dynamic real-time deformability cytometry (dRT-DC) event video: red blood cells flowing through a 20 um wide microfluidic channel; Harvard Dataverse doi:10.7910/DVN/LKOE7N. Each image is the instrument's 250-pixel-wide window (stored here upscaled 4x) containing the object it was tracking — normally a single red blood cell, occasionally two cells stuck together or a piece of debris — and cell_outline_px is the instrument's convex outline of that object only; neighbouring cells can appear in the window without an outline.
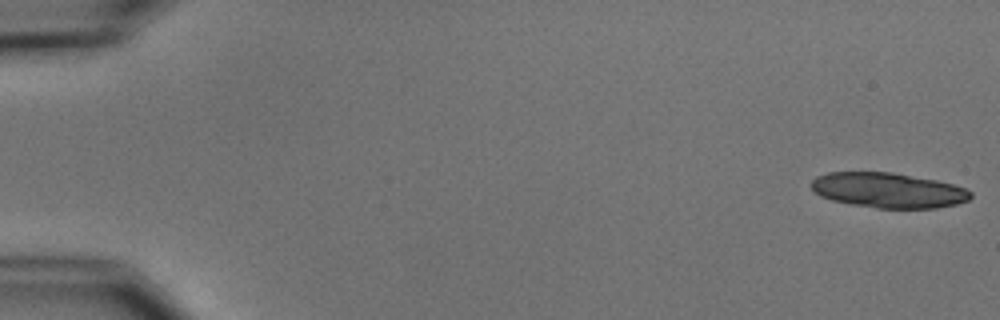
{"species": "common noctule bat (a hibernating species)", "species_latin": "Nyctalus noctula", "temperature_condition": "cold", "stored_images_in_passage": 7, "camera_frame_rate_fps": 3000, "um_per_image_px": 0.085, "animal": {"sex": "male", "body_mass_g": 15.6}, "frame": {"image": 1, "passage_image": 1, "time_ms": 0.0, "image_size_px": [1000, 320], "cell_outline_px": [[972, 196], [968, 200], [956, 204], [936, 208], [876, 208], [848, 204], [832, 200], [820, 196], [812, 192], [812, 180], [816, 176], [828, 172], [892, 172], [936, 180], [952, 184], [964, 188], [972, 192]], "centroid_in_image_um": [75.46, 16.17], "position_along_channel_um": 9.5, "area_um2": 32.71}}
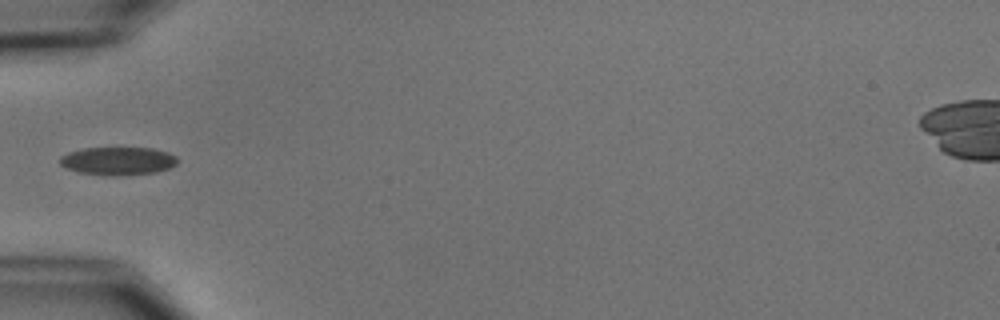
{"frame": {"image": 2, "passage_image": 6, "time_ms": 6.0, "image_size_px": [1000, 320], "cell_outline_px": [[180, 160], [176, 164], [168, 168], [156, 172], [116, 176], [112, 176], [80, 172], [68, 168], [60, 164], [60, 156], [68, 152], [84, 148], [152, 148], [168, 152], [176, 156]], "centroid_in_image_um": [10.05, 13.67], "position_along_channel_um": 74.9, "area_um2": 19.19}}